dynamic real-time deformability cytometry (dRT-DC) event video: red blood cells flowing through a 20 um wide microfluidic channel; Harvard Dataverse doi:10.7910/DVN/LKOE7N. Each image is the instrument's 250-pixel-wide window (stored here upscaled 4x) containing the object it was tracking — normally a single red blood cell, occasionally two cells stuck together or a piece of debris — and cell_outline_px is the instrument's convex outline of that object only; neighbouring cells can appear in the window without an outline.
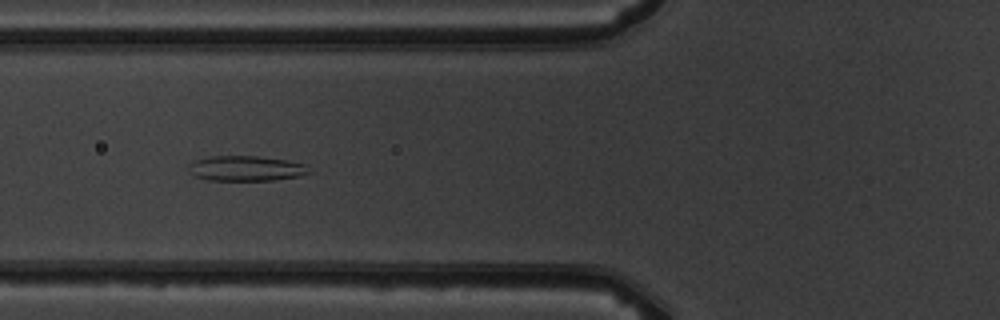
{"species": "common noctule bat (a hibernating species)", "species_latin": "Nyctalus noctula", "temperature_condition": "warm", "stored_images_in_passage": 9, "camera_frame_rate_fps": 3000, "um_per_image_px": 0.085, "animal": {"sex": "male", "body_mass_g": 19.5, "forearm_length_mm": 54.6}, "frame": {"image": 1, "passage_image": 7, "time_ms": 6.667, "image_size_px": [1000, 320], "cell_outline_px": [[312, 172], [300, 176], [272, 180], [208, 180], [196, 176], [188, 168], [188, 164], [192, 160], [208, 156], [256, 156], [288, 160], [304, 164]], "centroid_in_image_um": [20.9, 14.3], "position_along_channel_um": 104.9, "area_um2": 17.69}}
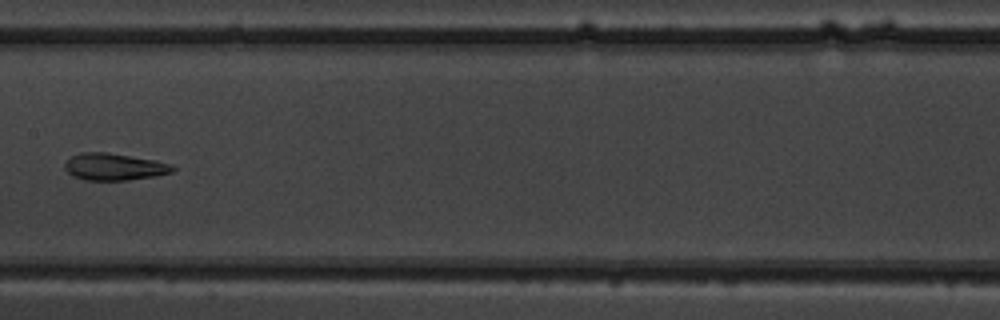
{"frame": {"image": 2, "passage_image": 9, "time_ms": 9.0, "image_size_px": [1000, 320], "cell_outline_px": [[176, 168], [172, 172], [156, 176], [128, 180], [84, 180], [72, 176], [64, 168], [64, 164], [72, 156], [80, 152], [108, 152], [152, 160], [172, 164]], "centroid_in_image_um": [9.69, 14.18], "position_along_channel_um": 197.7, "area_um2": 16.94}}